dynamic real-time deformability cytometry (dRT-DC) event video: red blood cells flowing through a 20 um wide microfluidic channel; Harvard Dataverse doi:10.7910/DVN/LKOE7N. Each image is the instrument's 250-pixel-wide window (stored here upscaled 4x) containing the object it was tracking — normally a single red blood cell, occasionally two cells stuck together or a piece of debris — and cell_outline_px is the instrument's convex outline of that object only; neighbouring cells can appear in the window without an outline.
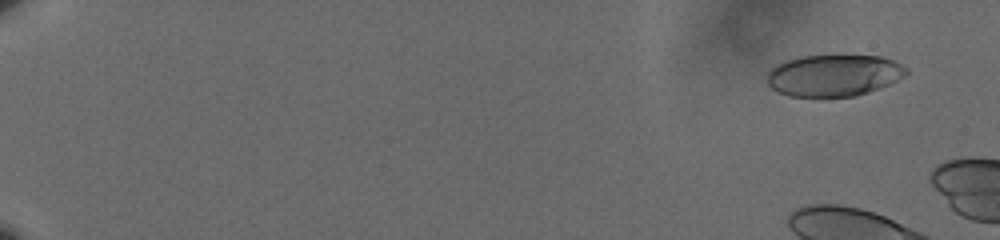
{"species": "human", "species_latin": "Homo sapiens", "temperature_condition": "cold", "stored_images_in_passage": 11, "camera_frame_rate_fps": 3000, "um_per_image_px": 0.085, "donor": {"sex": "male"}, "frame": {"image": 1, "passage_image": 5, "time_ms": 1.333, "image_size_px": [1000, 240], "cell_outline_px": [[908, 72], [904, 76], [880, 88], [856, 96], [788, 96], [772, 88], [768, 84], [768, 72], [776, 64], [784, 60], [800, 56], [880, 56], [892, 60], [908, 68]], "centroid_in_image_um": [70.87, 6.4], "position_along_channel_um": 14.1, "area_um2": 33.58}}